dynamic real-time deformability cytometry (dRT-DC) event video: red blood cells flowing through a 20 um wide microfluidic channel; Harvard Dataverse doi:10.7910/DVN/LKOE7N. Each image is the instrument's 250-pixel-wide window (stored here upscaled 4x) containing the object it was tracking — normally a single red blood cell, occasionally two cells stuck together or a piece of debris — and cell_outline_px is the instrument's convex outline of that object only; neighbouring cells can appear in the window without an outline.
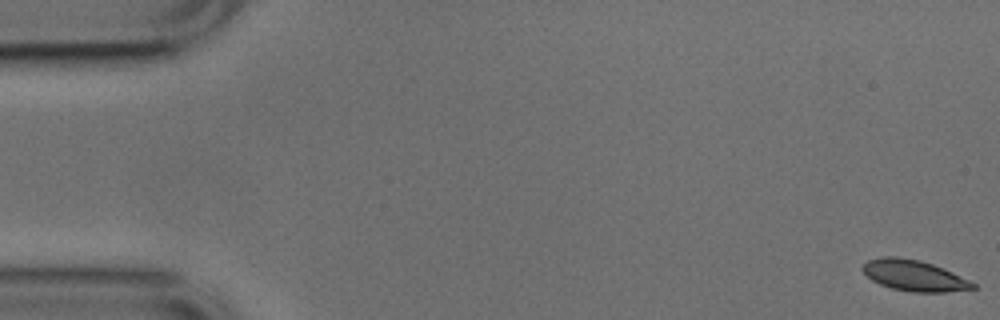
{"species": "common noctule bat (a hibernating species)", "species_latin": "Nyctalus noctula", "temperature_condition": "cold", "stored_images_in_passage": 4, "camera_frame_rate_fps": 3000, "um_per_image_px": 0.085, "animal": {"sex": "male", "body_mass_g": 17.9, "forearm_length_mm": 54.2}, "frame": {"image": 1, "passage_image": 1, "time_ms": 0.0, "image_size_px": [1000, 320], "cell_outline_px": [[976, 288], [944, 292], [912, 292], [892, 288], [880, 284], [872, 280], [860, 268], [868, 260], [884, 256], [896, 256], [920, 260], [944, 268], [976, 284]], "centroid_in_image_um": [77.68, 23.41], "position_along_channel_um": 7.3, "area_um2": 19.71}}